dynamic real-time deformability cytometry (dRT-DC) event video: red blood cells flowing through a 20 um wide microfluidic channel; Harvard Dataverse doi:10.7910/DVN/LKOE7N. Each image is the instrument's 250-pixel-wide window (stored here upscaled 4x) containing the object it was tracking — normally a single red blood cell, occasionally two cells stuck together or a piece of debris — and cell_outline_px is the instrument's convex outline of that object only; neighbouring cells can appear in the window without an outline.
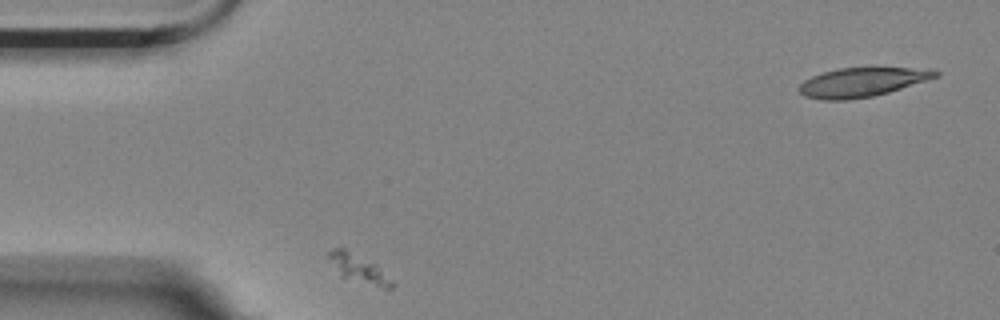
{"species": "Egyptian fruit bat (a non-hibernating species)", "species_latin": "Rousettus aegyptiacus", "temperature_condition": "room temperature", "stored_images_in_passage": 4, "camera_frame_rate_fps": 3000, "um_per_image_px": 0.085, "animal": {"sex": "female"}, "frame": {"image": 1, "passage_image": 1, "time_ms": 0.0, "image_size_px": [1000, 320], "cell_outline_px": [[396, 284], [392, 288], [384, 288], [340, 276], [328, 256], [328, 252], [332, 248], [344, 248], [376, 264]], "centroid_in_image_um": [30.5, 22.82], "position_along_channel_um": 54.5, "area_um2": 10.12}}